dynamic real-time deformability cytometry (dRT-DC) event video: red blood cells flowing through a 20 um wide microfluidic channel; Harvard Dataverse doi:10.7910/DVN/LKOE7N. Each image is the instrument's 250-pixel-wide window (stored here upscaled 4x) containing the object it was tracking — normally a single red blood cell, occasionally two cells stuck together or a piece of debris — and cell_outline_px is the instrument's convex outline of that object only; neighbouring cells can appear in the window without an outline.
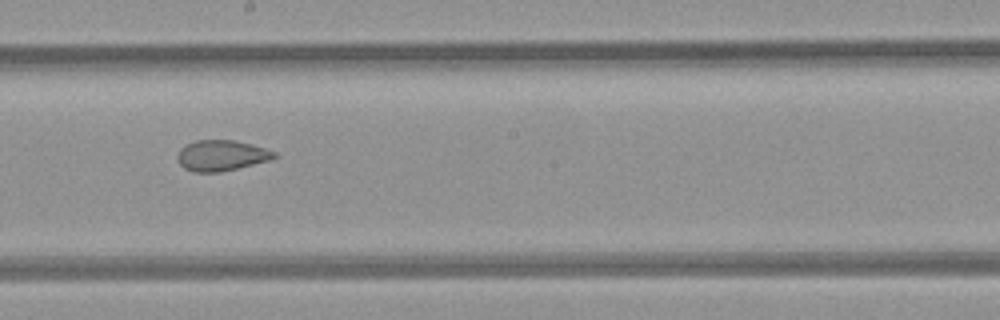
{"species": "common noctule bat (a hibernating species)", "species_latin": "Nyctalus noctula", "temperature_condition": "room temperature", "stored_images_in_passage": 9, "camera_frame_rate_fps": 3000, "um_per_image_px": 0.085, "animal": {"sex": "female", "body_mass_g": 21.9}, "frame": {"image": 1, "passage_image": 9, "time_ms": 9.333, "image_size_px": [1000, 320], "cell_outline_px": [[276, 156], [272, 160], [220, 172], [192, 172], [184, 168], [180, 164], [176, 156], [180, 148], [196, 140], [232, 140], [252, 144], [276, 152]], "centroid_in_image_um": [18.81, 13.22], "position_along_channel_um": 229.4, "area_um2": 17.34}}